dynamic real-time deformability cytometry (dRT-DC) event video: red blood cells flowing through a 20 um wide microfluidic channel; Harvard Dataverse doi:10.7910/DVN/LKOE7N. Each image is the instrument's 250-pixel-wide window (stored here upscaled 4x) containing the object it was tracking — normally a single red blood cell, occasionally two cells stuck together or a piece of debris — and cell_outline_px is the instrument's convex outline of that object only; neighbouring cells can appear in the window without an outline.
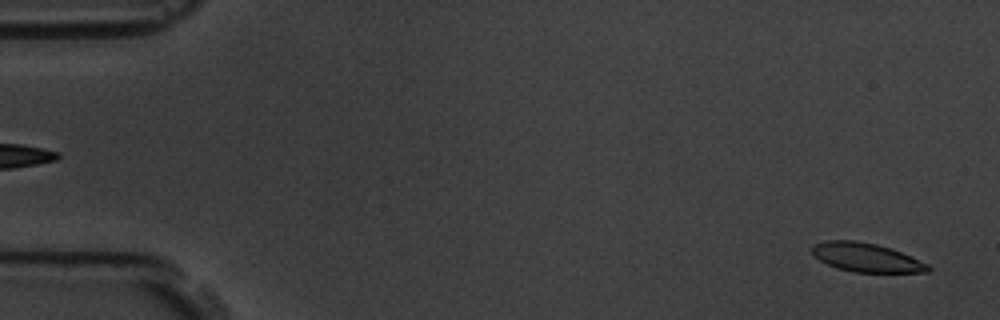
{"species": "common noctule bat (a hibernating species)", "species_latin": "Nyctalus noctula", "temperature_condition": "room temperature", "stored_images_in_passage": 5, "segment_of_instrument_passage": [2, 2], "camera_frame_rate_fps": 3000, "um_per_image_px": 0.085, "animal": {"sex": "male", "body_mass_g": 19.5, "forearm_length_mm": 54.6}, "frame": {"image": 1, "passage_image": 5, "time_ms": 4.667, "image_size_px": [1000, 320], "cell_outline_px": [[932, 268], [928, 272], [852, 272], [836, 268], [812, 256], [812, 244], [824, 240], [856, 240], [876, 244], [900, 252], [928, 264]], "centroid_in_image_um": [73.57, 21.88], "position_along_channel_um": 11.4, "area_um2": 19.48}}